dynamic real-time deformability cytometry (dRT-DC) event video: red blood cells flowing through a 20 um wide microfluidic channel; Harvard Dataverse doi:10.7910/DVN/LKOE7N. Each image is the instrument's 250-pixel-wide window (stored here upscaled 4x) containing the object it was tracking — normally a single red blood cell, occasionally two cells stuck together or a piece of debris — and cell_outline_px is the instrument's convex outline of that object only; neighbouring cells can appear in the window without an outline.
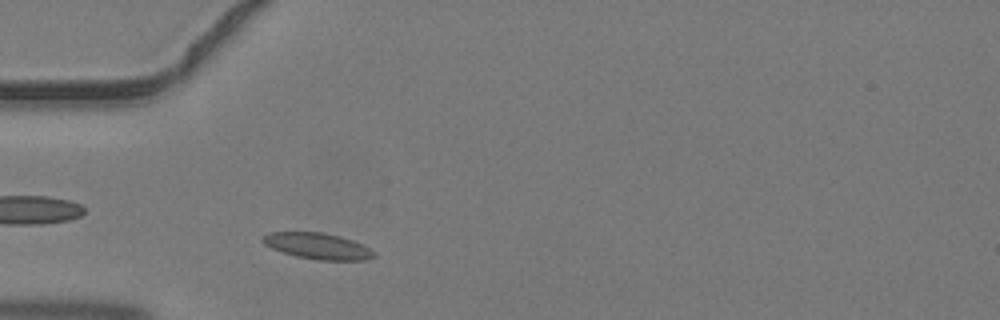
{"species": "common noctule bat (a hibernating species)", "species_latin": "Nyctalus noctula", "temperature_condition": "warm", "stored_images_in_passage": 31, "camera_frame_rate_fps": 3000, "um_per_image_px": 0.085, "animal": {"sex": "male", "body_mass_g": 19.2, "forearm_length_mm": 51.8}, "frame": {"image": 1, "passage_image": 1, "time_ms": 0.0, "image_size_px": [1000, 320], "cell_outline_px": [[376, 256], [368, 260], [316, 260], [296, 256], [272, 248], [264, 244], [260, 240], [260, 236], [268, 232], [324, 232], [340, 236], [352, 240], [376, 252]], "centroid_in_image_um": [26.98, 20.91], "position_along_channel_um": 58.0, "area_um2": 17.05}}
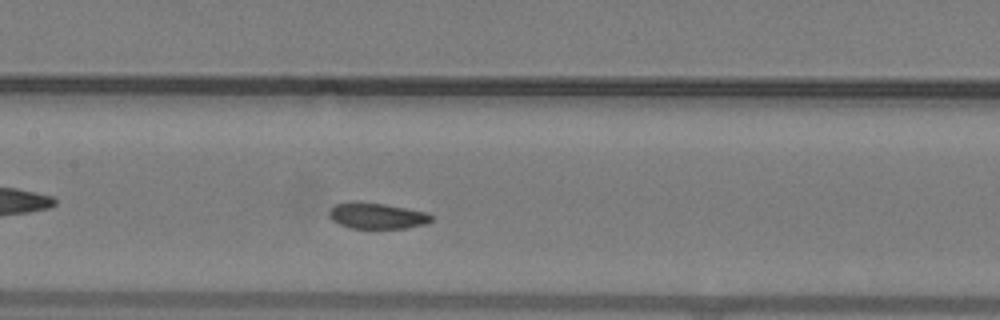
{"frame": {"image": 2, "passage_image": 9, "time_ms": 2.667, "image_size_px": [1000, 320], "cell_outline_px": [[432, 220], [428, 224], [408, 228], [352, 228], [340, 224], [332, 220], [328, 216], [328, 212], [336, 204], [352, 200], [356, 200], [384, 204], [428, 212], [432, 216]], "centroid_in_image_um": [32.05, 18.33], "position_along_channel_um": 175.4, "area_um2": 15.72}}
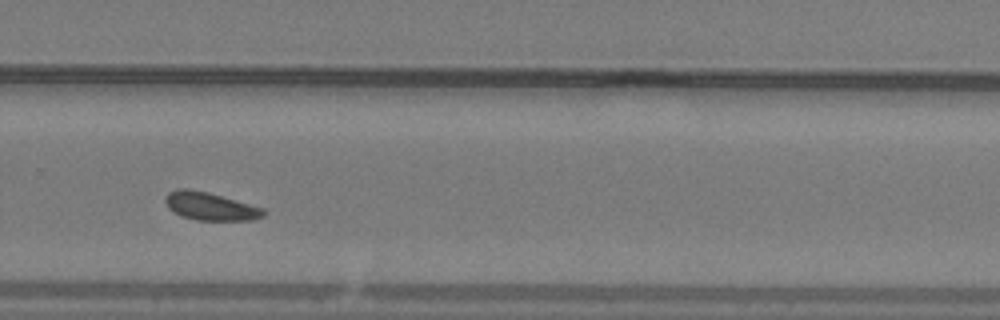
{"frame": {"image": 3, "passage_image": 18, "time_ms": 5.667, "image_size_px": [1000, 320], "cell_outline_px": [[268, 212], [264, 216], [252, 220], [196, 220], [180, 216], [172, 212], [168, 208], [164, 200], [164, 196], [168, 192], [176, 188], [188, 188], [208, 192], [264, 208]], "centroid_in_image_um": [17.84, 17.53], "position_along_channel_um": 312.0, "area_um2": 16.3}}